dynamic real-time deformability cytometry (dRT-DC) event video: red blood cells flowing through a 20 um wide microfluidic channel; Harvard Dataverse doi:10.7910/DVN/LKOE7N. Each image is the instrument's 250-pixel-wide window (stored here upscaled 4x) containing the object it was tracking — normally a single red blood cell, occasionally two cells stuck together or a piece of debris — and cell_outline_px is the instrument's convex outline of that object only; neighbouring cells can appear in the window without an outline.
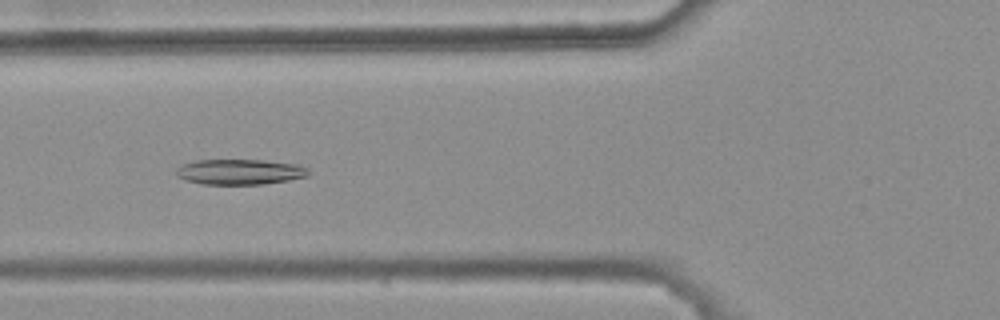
{"species": "common noctule bat (a hibernating species)", "species_latin": "Nyctalus noctula", "temperature_condition": "warm", "stored_images_in_passage": 31, "camera_frame_rate_fps": 3000, "um_per_image_px": 0.085, "animal": {"sex": "female", "body_mass_g": 25.1}, "frame": {"image": 1, "passage_image": 6, "time_ms": 1.667, "image_size_px": [1000, 320], "cell_outline_px": [[308, 176], [288, 180], [264, 184], [200, 184], [176, 176], [176, 168], [184, 164], [196, 160], [264, 160], [296, 164], [308, 168]], "centroid_in_image_um": [20.38, 14.61], "position_along_channel_um": 105.4, "area_um2": 19.48}}
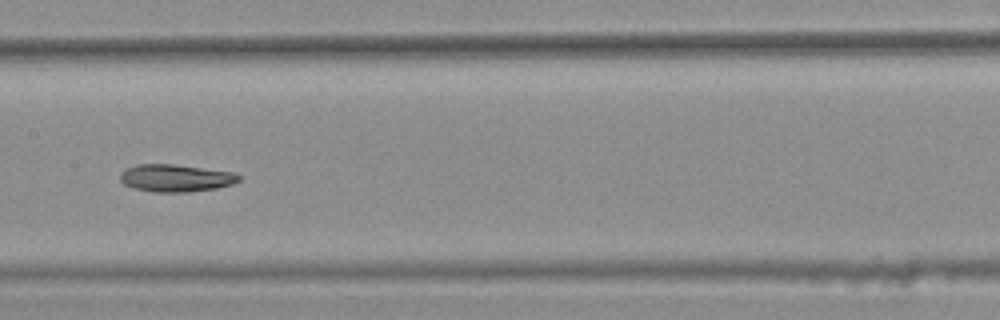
{"frame": {"image": 2, "passage_image": 13, "time_ms": 4.0, "image_size_px": [1000, 320], "cell_outline_px": [[240, 180], [232, 184], [216, 188], [188, 192], [152, 192], [132, 188], [124, 184], [120, 180], [120, 172], [136, 164], [172, 164], [232, 172], [240, 176]], "centroid_in_image_um": [14.89, 15.14], "position_along_channel_um": 192.5, "area_um2": 18.9}}
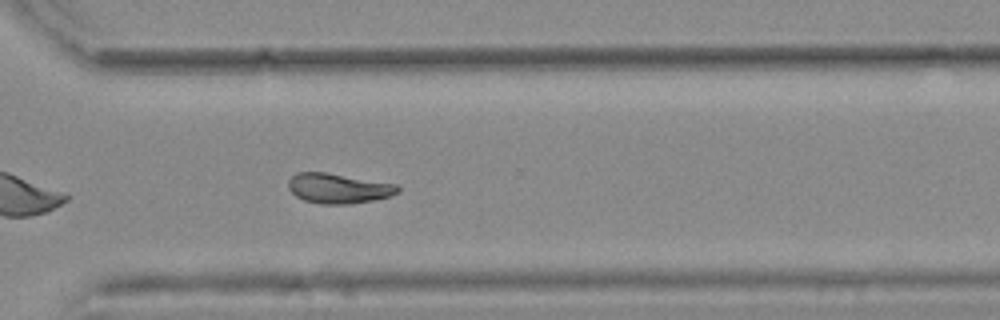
{"frame": {"image": 3, "passage_image": 25, "time_ms": 8.0, "image_size_px": [1000, 320], "cell_outline_px": [[400, 192], [392, 196], [352, 204], [320, 204], [304, 200], [296, 196], [288, 188], [288, 180], [296, 172], [324, 172], [396, 184], [400, 188]], "centroid_in_image_um": [28.76, 16.01], "position_along_channel_um": 341.8, "area_um2": 19.13}, "authors_computed_cell_mechanics": {"area_um2": 18.8428, "velocity_mm_per_s": 3.7329, "shape_relaxation_time_tau1_ms": null, "shape_relaxation_time_tau2_ms": 3.2648, "deformation_change_tau1": null, "deformation_change_tau2": 0.0828}}